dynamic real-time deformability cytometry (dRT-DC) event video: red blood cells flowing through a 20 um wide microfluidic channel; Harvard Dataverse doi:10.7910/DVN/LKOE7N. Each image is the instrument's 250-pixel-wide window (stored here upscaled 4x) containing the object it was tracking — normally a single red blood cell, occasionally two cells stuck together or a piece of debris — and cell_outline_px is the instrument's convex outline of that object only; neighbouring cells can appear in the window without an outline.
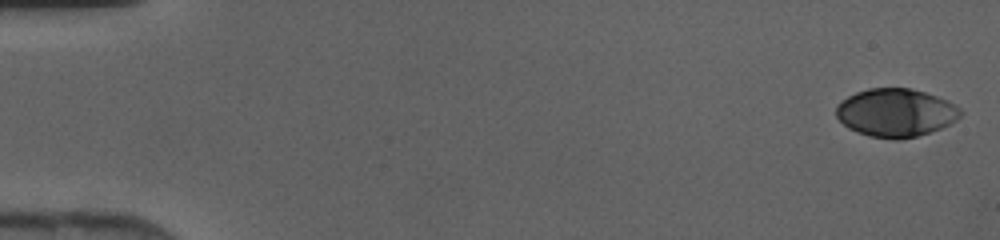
{"species": "human", "species_latin": "Homo sapiens", "temperature_condition": "cold", "stored_images_in_passage": 45, "camera_frame_rate_fps": 3000, "um_per_image_px": 0.085, "donor": {"sex": "female"}, "frame": {"image": 1, "passage_image": 1, "time_ms": 0.0, "image_size_px": [1000, 240], "cell_outline_px": [[964, 112], [956, 120], [940, 128], [916, 136], [900, 140], [896, 140], [868, 136], [856, 132], [848, 128], [836, 116], [836, 104], [848, 96], [856, 92], [868, 88], [912, 88], [948, 100], [960, 108]], "centroid_in_image_um": [76.12, 9.58], "position_along_channel_um": 8.9, "area_um2": 35.03}}
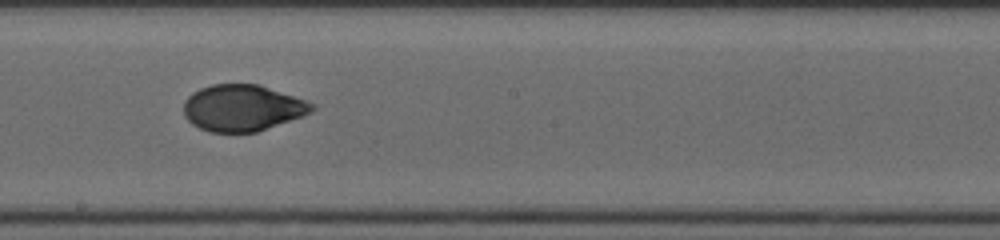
{"frame": {"image": 2, "passage_image": 26, "time_ms": 8.333, "image_size_px": [1000, 240], "cell_outline_px": [[316, 108], [312, 112], [304, 116], [256, 132], [208, 132], [192, 124], [184, 116], [184, 100], [192, 92], [200, 88], [212, 84], [260, 84], [316, 104]], "centroid_in_image_um": [20.62, 9.17], "position_along_channel_um": 227.6, "area_um2": 34.91}}
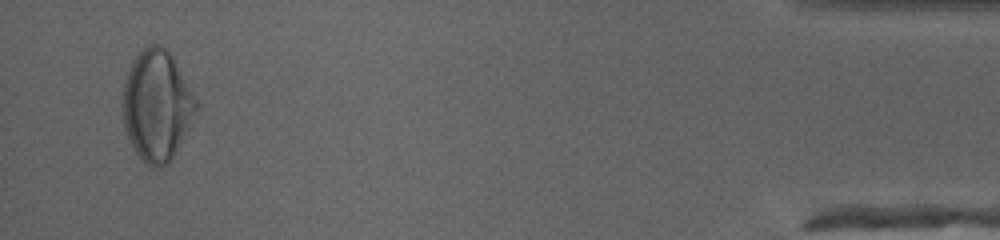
{"frame": {"image": 3, "passage_image": 44, "time_ms": 14.333, "image_size_px": [1000, 240], "cell_outline_px": [[200, 104], [188, 128], [172, 156], [160, 168], [152, 168], [144, 164], [140, 160], [132, 148], [128, 140], [120, 116], [120, 96], [124, 80], [132, 60], [148, 44], [160, 44], [172, 56]], "centroid_in_image_um": [13.26, 8.98], "position_along_channel_um": 421.9, "area_um2": 48.03}}